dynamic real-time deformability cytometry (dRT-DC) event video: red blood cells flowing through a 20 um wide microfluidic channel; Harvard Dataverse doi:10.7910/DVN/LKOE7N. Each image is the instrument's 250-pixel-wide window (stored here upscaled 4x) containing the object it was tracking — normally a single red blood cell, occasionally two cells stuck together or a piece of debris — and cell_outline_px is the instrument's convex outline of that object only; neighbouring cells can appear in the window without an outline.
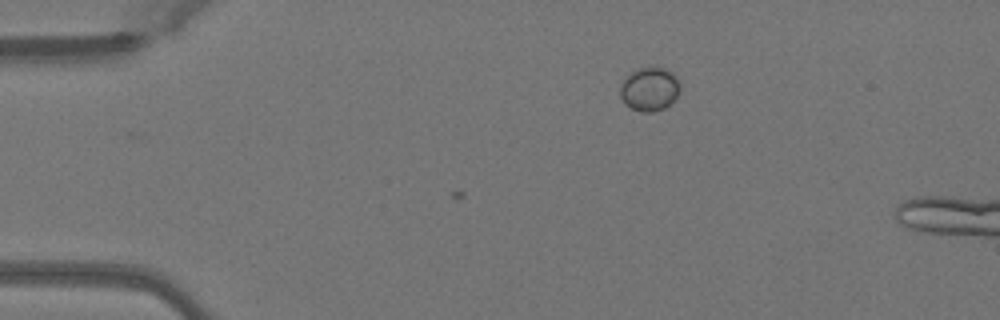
{"species": "Egyptian fruit bat (a non-hibernating species)", "species_latin": "Rousettus aegyptiacus", "temperature_condition": "warm", "stored_images_in_passage": 3, "camera_frame_rate_fps": 3000, "um_per_image_px": 0.085, "animal": {"sex": "female"}, "frame": {"image": 1, "passage_image": 3, "time_ms": 0.667, "image_size_px": [1000, 320], "cell_outline_px": [[680, 88], [676, 96], [664, 108], [652, 112], [640, 112], [624, 104], [620, 96], [620, 88], [624, 80], [632, 72], [640, 68], [664, 68], [672, 72], [676, 76], [680, 84]], "centroid_in_image_um": [55.2, 7.59], "position_along_channel_um": 29.8, "area_um2": 14.97}}